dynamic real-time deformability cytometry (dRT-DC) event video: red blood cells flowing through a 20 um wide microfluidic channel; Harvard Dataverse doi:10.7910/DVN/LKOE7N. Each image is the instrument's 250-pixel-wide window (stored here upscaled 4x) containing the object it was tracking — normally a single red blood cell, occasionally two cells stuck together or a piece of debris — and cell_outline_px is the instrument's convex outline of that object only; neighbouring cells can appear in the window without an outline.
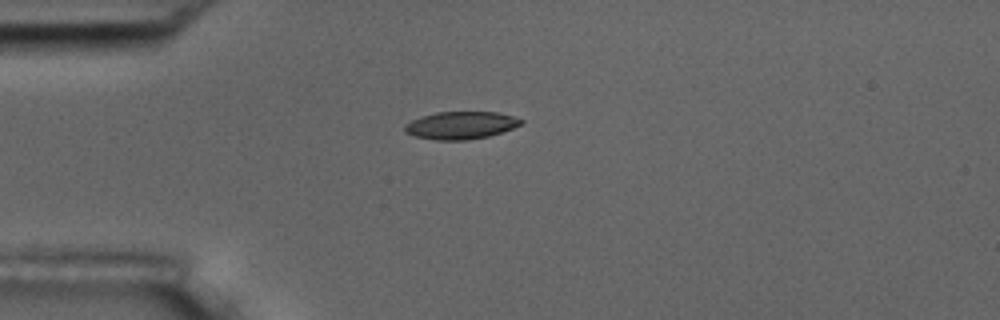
{"species": "common noctule bat (a hibernating species)", "species_latin": "Nyctalus noctula", "temperature_condition": "room temperature", "stored_images_in_passage": 6, "camera_frame_rate_fps": 3000, "um_per_image_px": 0.085, "animal": {"sex": "male", "body_mass_g": 17.5, "forearm_length_mm": 52.3}, "frame": {"image": 1, "passage_image": 6, "time_ms": 1.667, "image_size_px": [1000, 320], "cell_outline_px": [[524, 120], [520, 124], [512, 128], [488, 136], [468, 140], [436, 140], [416, 136], [404, 132], [404, 124], [412, 120], [436, 112], [496, 112], [512, 116]], "centroid_in_image_um": [39.14, 10.65], "position_along_channel_um": 45.9, "area_um2": 18.44}}